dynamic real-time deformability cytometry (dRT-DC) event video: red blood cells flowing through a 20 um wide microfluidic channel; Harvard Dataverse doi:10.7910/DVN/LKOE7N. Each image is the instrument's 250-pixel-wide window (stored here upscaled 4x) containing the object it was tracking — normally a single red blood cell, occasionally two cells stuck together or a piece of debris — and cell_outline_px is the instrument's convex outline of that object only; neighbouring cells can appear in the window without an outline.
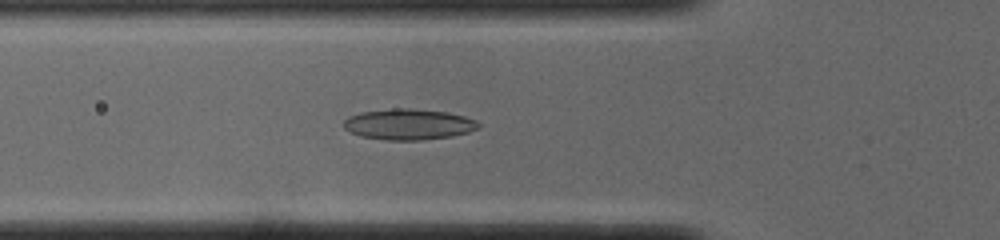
{"species": "common noctule bat (a hibernating species)", "species_latin": "Nyctalus noctula", "temperature_condition": "cold", "stored_images_in_passage": 38, "camera_frame_rate_fps": 3000, "um_per_image_px": 0.085, "animal": {"sex": "male", "body_mass_g": 19.0, "forearm_length_mm": 50.8}, "frame": {"image": 1, "passage_image": 7, "time_ms": 2.0, "image_size_px": [1000, 240], "cell_outline_px": [[480, 128], [468, 132], [452, 136], [424, 140], [388, 140], [360, 136], [344, 128], [344, 120], [348, 116], [360, 112], [392, 108], [408, 108], [448, 112], [464, 116], [476, 120], [480, 124]], "centroid_in_image_um": [34.74, 10.56], "position_along_channel_um": 91.1, "area_um2": 24.33}}
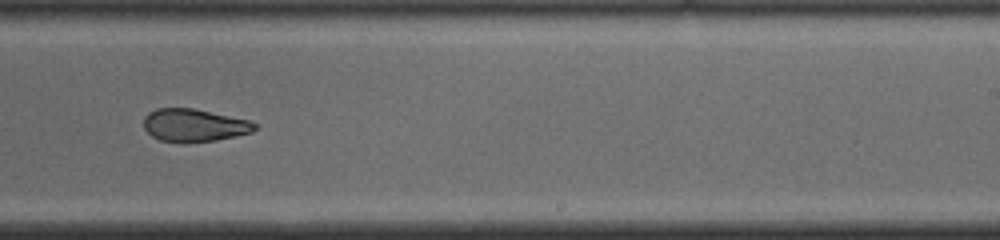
{"frame": {"image": 2, "passage_image": 21, "time_ms": 6.667, "image_size_px": [1000, 240], "cell_outline_px": [[256, 128], [252, 132], [236, 136], [216, 140], [184, 144], [180, 144], [160, 140], [152, 136], [144, 128], [144, 116], [148, 112], [156, 108], [196, 108], [248, 120], [256, 124]], "centroid_in_image_um": [16.47, 10.66], "position_along_channel_um": 272.5, "area_um2": 21.56}}
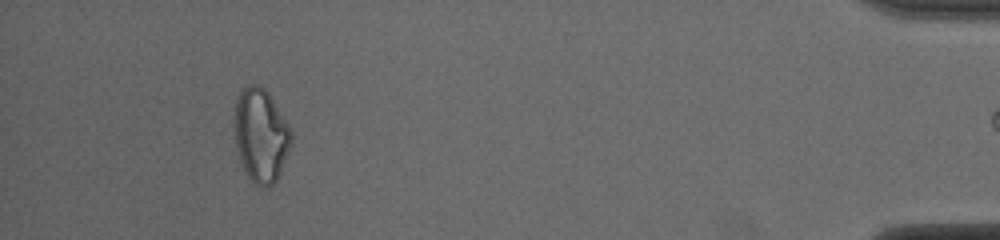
{"frame": {"image": 3, "passage_image": 37, "time_ms": 12.0, "image_size_px": [1000, 240], "cell_outline_px": [[292, 144], [280, 172], [276, 180], [268, 188], [260, 188], [248, 176], [240, 160], [236, 148], [232, 124], [236, 100], [240, 92], [248, 84], [260, 84], [268, 92], [292, 128]], "centroid_in_image_um": [22.16, 11.48], "position_along_channel_um": 413.0, "area_um2": 31.62}, "authors_computed_cell_mechanics": {"area_um2": 23.0044, "velocity_mm_per_s": 3.894, "shape_relaxation_time_tau1_ms": null, "shape_relaxation_time_tau2_ms": 2.3895, "deformation_change_tau1": null, "deformation_change_tau2": 0.0964}}